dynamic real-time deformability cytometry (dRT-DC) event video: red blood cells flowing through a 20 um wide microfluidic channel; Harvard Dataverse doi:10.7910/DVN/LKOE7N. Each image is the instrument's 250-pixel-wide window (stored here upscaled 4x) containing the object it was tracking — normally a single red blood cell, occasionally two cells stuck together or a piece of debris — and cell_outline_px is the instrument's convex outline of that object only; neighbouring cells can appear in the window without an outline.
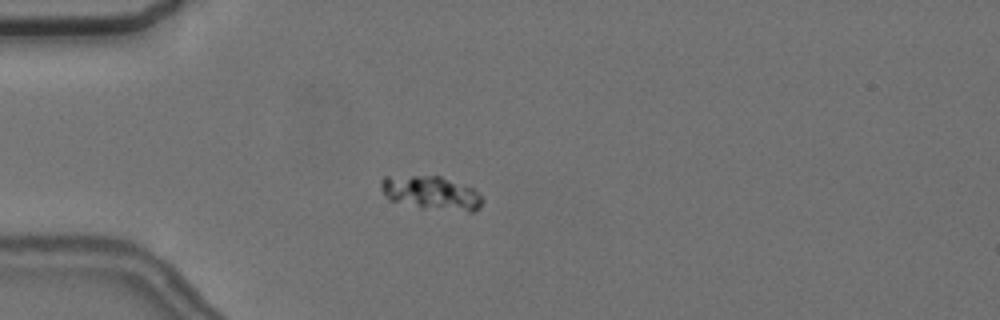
{"species": "common noctule bat (a hibernating species)", "species_latin": "Nyctalus noctula", "temperature_condition": "cold", "stored_images_in_passage": 5, "camera_frame_rate_fps": 3000, "um_per_image_px": 0.085, "animal": {"sex": "female", "body_mass_g": 24.6, "forearm_length_mm": 56.2}, "frame": {"image": 1, "passage_image": 5, "time_ms": 4.667, "image_size_px": [1000, 320], "cell_outline_px": [[484, 200], [480, 208], [476, 212], [468, 212], [420, 208], [388, 200], [380, 188], [380, 180], [384, 176], [440, 176], [476, 188]], "centroid_in_image_um": [36.69, 16.41], "position_along_channel_um": 48.3, "area_um2": 20.52}}